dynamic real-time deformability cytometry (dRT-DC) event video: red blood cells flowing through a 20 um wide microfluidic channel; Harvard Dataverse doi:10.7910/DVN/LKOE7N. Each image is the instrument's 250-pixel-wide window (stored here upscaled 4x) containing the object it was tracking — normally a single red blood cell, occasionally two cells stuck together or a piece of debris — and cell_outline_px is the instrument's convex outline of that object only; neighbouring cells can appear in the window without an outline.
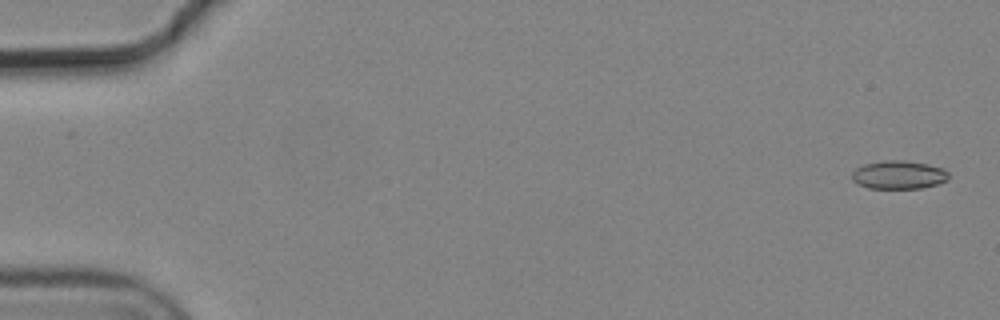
{"species": "common noctule bat (a hibernating species)", "species_latin": "Nyctalus noctula", "temperature_condition": "cold", "stored_images_in_passage": 5, "camera_frame_rate_fps": 3000, "um_per_image_px": 0.085, "animal": {"sex": "male", "body_mass_g": 19.2, "forearm_length_mm": 51.8}, "frame": {"image": 1, "passage_image": 1, "time_ms": 0.0, "image_size_px": [1000, 320], "cell_outline_px": [[948, 180], [936, 184], [920, 188], [868, 188], [852, 180], [852, 172], [856, 168], [864, 164], [884, 160], [904, 160], [928, 164], [944, 168], [948, 172]], "centroid_in_image_um": [76.4, 14.85], "position_along_channel_um": 8.6, "area_um2": 15.95}}
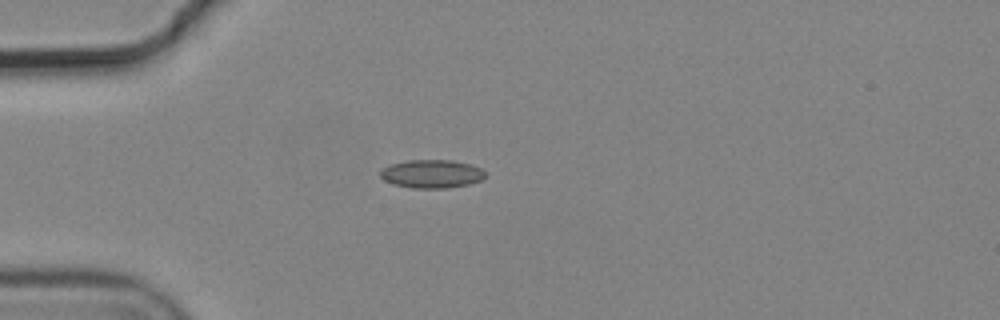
{"frame": {"image": 2, "passage_image": 5, "time_ms": 1.333, "image_size_px": [1000, 320], "cell_outline_px": [[484, 176], [480, 180], [468, 184], [448, 188], [412, 188], [392, 184], [384, 180], [380, 176], [380, 172], [388, 164], [408, 160], [452, 160], [468, 164], [480, 168], [484, 172]], "centroid_in_image_um": [36.64, 14.78], "position_along_channel_um": 48.4, "area_um2": 17.22}}